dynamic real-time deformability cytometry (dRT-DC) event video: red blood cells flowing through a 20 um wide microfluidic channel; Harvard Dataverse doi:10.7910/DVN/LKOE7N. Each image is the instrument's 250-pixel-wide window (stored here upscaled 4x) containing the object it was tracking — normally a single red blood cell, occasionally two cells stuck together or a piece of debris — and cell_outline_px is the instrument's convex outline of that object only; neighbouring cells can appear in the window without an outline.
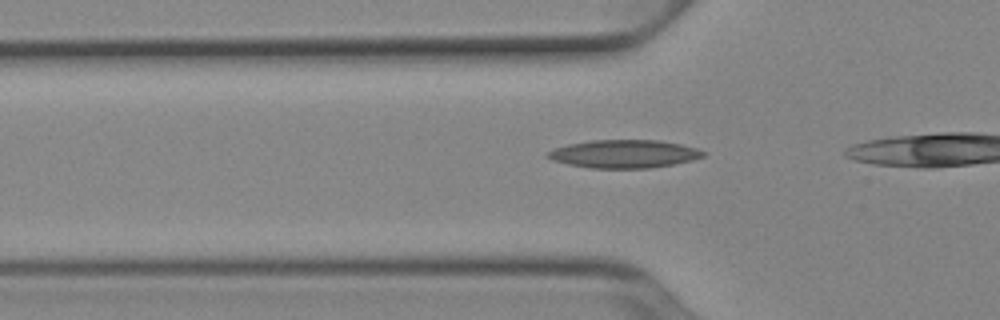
{"species": "Egyptian fruit bat (a non-hibernating species)", "species_latin": "Rousettus aegyptiacus", "temperature_condition": "cold", "stored_images_in_passage": 16, "camera_frame_rate_fps": 3000, "um_per_image_px": 0.085, "animal": {"sex": "female"}, "frame": {"image": 1, "passage_image": 13, "time_ms": 4.0, "image_size_px": [1000, 320], "cell_outline_px": [[704, 156], [692, 160], [672, 164], [648, 168], [592, 168], [568, 164], [552, 160], [544, 156], [552, 148], [568, 144], [592, 140], [660, 140], [680, 144], [696, 148], [704, 152]], "centroid_in_image_um": [53.0, 13.07], "position_along_channel_um": 72.8, "area_um2": 25.37}}